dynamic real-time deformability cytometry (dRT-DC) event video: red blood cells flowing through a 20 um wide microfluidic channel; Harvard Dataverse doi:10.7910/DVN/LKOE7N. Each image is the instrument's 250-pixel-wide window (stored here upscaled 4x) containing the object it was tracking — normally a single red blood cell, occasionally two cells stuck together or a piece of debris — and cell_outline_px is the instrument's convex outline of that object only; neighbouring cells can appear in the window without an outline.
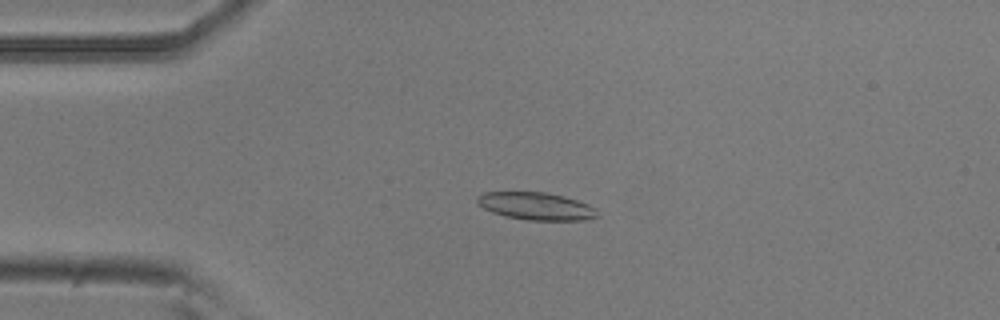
{"species": "common noctule bat (a hibernating species)", "species_latin": "Nyctalus noctula", "temperature_condition": "room temperature", "stored_images_in_passage": 53, "camera_frame_rate_fps": 3000, "um_per_image_px": 0.085, "animal": {"sex": "male", "body_mass_g": 20.5, "forearm_length_mm": 52.5}, "frame": {"image": 1, "passage_image": 12, "time_ms": 3.667, "image_size_px": [1000, 320], "cell_outline_px": [[600, 216], [584, 220], [528, 220], [504, 216], [492, 212], [476, 204], [476, 196], [484, 192], [544, 192], [564, 196], [588, 204], [596, 208]], "centroid_in_image_um": [45.56, 17.52], "position_along_channel_um": 39.4, "area_um2": 19.42}}
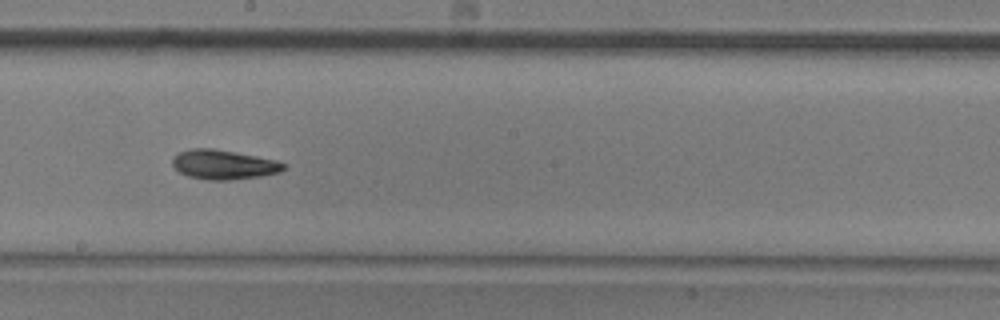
{"frame": {"image": 2, "passage_image": 29, "time_ms": 9.333, "image_size_px": [1000, 320], "cell_outline_px": [[288, 168], [280, 172], [260, 176], [228, 180], [208, 180], [188, 176], [180, 172], [172, 164], [172, 156], [176, 152], [188, 148], [212, 148], [236, 152], [276, 160], [288, 164]], "centroid_in_image_um": [19.01, 13.97], "position_along_channel_um": 229.2, "area_um2": 19.36}}
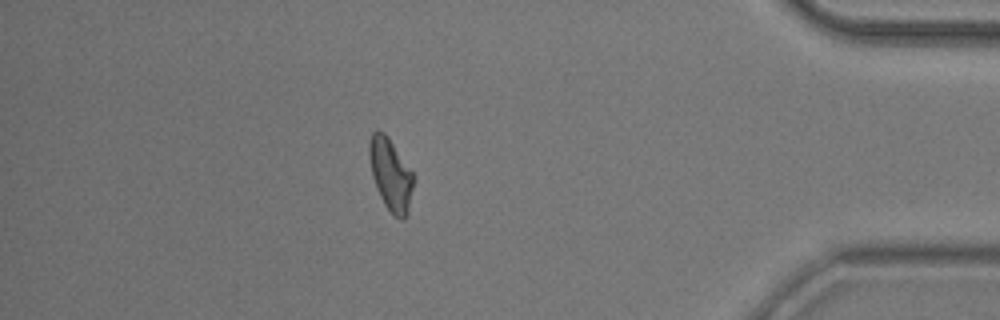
{"frame": {"image": 3, "passage_image": 46, "time_ms": 15.0, "image_size_px": [1000, 320], "cell_outline_px": [[412, 188], [408, 216], [404, 220], [400, 220], [384, 204], [376, 188], [372, 176], [368, 152], [368, 144], [372, 132], [376, 128], [384, 132], [388, 136], [412, 172]], "centroid_in_image_um": [33.17, 14.81], "position_along_channel_um": 402.0, "area_um2": 18.5}, "authors_computed_cell_mechanics": {"area_um2": 18.8428, "velocity_mm_per_s": 3.794, "shape_relaxation_time_tau1_ms": 3.8127, "shape_relaxation_time_tau2_ms": 5.343, "deformation_change_tau1": 0.1419, "deformation_change_tau2": 0.0943}}